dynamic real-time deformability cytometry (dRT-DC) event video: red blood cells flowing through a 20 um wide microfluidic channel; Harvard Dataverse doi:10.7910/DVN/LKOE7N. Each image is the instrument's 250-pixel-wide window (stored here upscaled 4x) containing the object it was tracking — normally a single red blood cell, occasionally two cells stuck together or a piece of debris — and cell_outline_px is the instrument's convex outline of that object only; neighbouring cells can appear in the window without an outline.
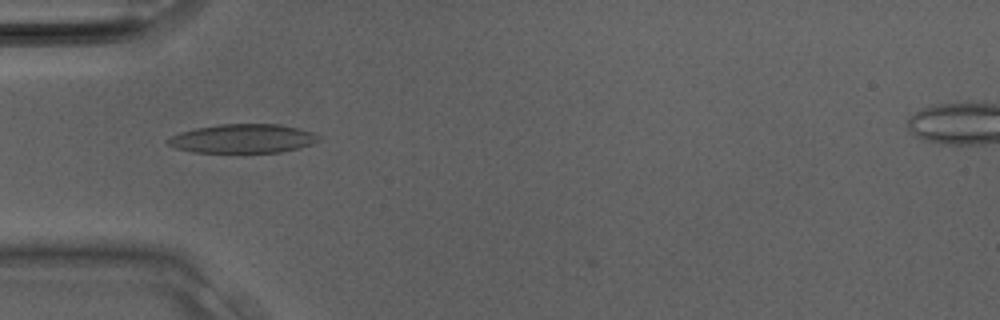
{"species": "Egyptian fruit bat (a non-hibernating species)", "species_latin": "Rousettus aegyptiacus", "temperature_condition": "room temperature", "stored_images_in_passage": 11, "camera_frame_rate_fps": 3000, "um_per_image_px": 0.085, "animal": {"sex": "male"}, "frame": {"image": 1, "passage_image": 2, "time_ms": 0.333, "image_size_px": [1000, 320], "cell_outline_px": [[320, 140], [312, 144], [300, 148], [280, 152], [192, 152], [176, 148], [168, 144], [164, 140], [180, 132], [196, 128], [220, 124], [280, 124], [300, 128], [312, 132], [320, 136]], "centroid_in_image_um": [20.66, 11.77], "position_along_channel_um": 64.3, "area_um2": 25.49}}
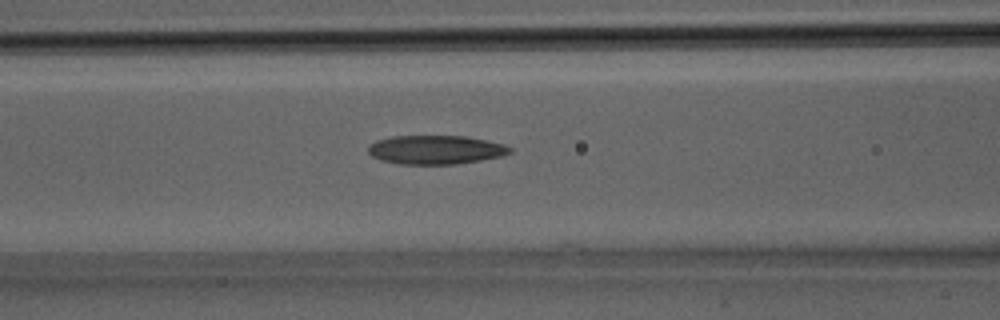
{"frame": {"image": 2, "passage_image": 5, "time_ms": 1.333, "image_size_px": [1000, 320], "cell_outline_px": [[512, 152], [504, 156], [456, 164], [400, 164], [380, 160], [372, 156], [368, 152], [368, 144], [376, 140], [392, 136], [468, 136], [504, 144], [512, 148]], "centroid_in_image_um": [37.03, 12.72], "position_along_channel_um": 129.6, "area_um2": 24.04}}
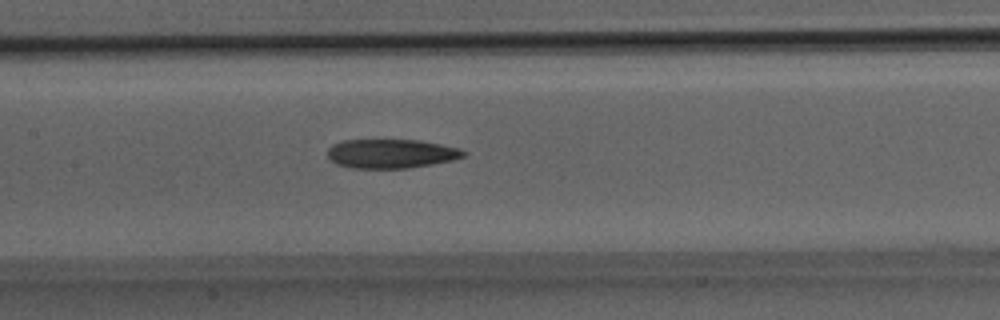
{"frame": {"image": 3, "passage_image": 7, "time_ms": 2.0, "image_size_px": [1000, 320], "cell_outline_px": [[468, 152], [464, 156], [452, 160], [432, 164], [408, 168], [352, 168], [336, 164], [328, 156], [328, 148], [332, 144], [344, 140], [420, 140], [460, 148]], "centroid_in_image_um": [33.25, 13.06], "position_along_channel_um": 174.1, "area_um2": 23.06}}